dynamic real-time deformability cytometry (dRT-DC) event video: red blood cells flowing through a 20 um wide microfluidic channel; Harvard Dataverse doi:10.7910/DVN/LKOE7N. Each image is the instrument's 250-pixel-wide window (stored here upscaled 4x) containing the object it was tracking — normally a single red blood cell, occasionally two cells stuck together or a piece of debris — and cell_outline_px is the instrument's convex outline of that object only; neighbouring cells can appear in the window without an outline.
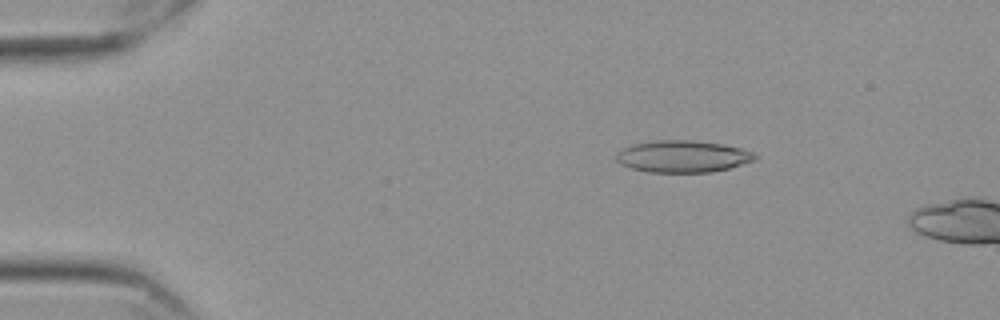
{"species": "Egyptian fruit bat (a non-hibernating species)", "species_latin": "Rousettus aegyptiacus", "temperature_condition": "cold", "stored_images_in_passage": 14, "camera_frame_rate_fps": 3000, "um_per_image_px": 0.085, "frame": {"image": 1, "passage_image": 10, "time_ms": 3.0, "image_size_px": [1000, 320], "cell_outline_px": [[756, 160], [728, 168], [712, 172], [648, 172], [628, 168], [620, 164], [616, 160], [616, 152], [632, 144], [656, 140], [688, 140], [720, 144], [740, 148], [752, 152], [756, 156]], "centroid_in_image_um": [57.97, 13.3], "position_along_channel_um": 27.0, "area_um2": 25.72}}